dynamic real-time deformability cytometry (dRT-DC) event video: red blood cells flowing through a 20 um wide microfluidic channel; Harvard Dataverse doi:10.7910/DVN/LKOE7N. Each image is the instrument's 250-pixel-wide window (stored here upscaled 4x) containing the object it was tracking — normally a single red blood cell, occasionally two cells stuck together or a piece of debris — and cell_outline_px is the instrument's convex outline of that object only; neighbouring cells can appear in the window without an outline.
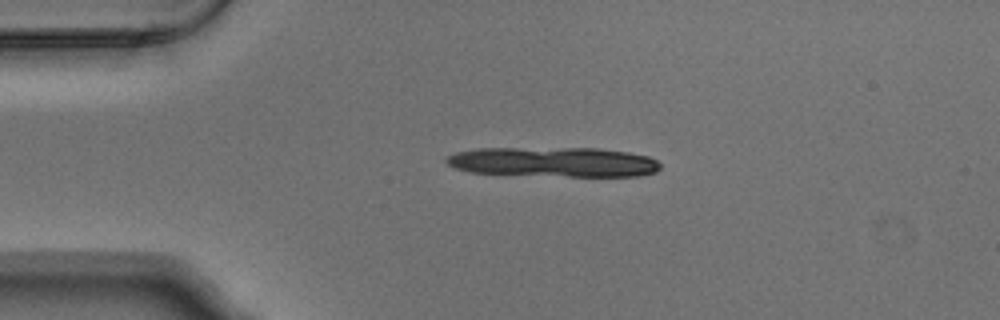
{"species": "Egyptian fruit bat (a non-hibernating species)", "species_latin": "Rousettus aegyptiacus", "temperature_condition": "warm", "stored_images_in_passage": 2, "camera_frame_rate_fps": 3000, "um_per_image_px": 0.085, "animal": {"sex": "male"}, "frame": {"image": 1, "passage_image": 1, "time_ms": 0.0, "image_size_px": [1000, 320], "cell_outline_px": [[660, 168], [656, 172], [636, 176], [568, 176], [468, 172], [456, 168], [448, 164], [444, 160], [448, 156], [456, 152], [476, 148], [600, 148], [628, 152], [648, 156], [656, 160], [660, 164]], "centroid_in_image_um": [47.06, 13.76], "position_along_channel_um": 37.9, "area_um2": 37.11}}